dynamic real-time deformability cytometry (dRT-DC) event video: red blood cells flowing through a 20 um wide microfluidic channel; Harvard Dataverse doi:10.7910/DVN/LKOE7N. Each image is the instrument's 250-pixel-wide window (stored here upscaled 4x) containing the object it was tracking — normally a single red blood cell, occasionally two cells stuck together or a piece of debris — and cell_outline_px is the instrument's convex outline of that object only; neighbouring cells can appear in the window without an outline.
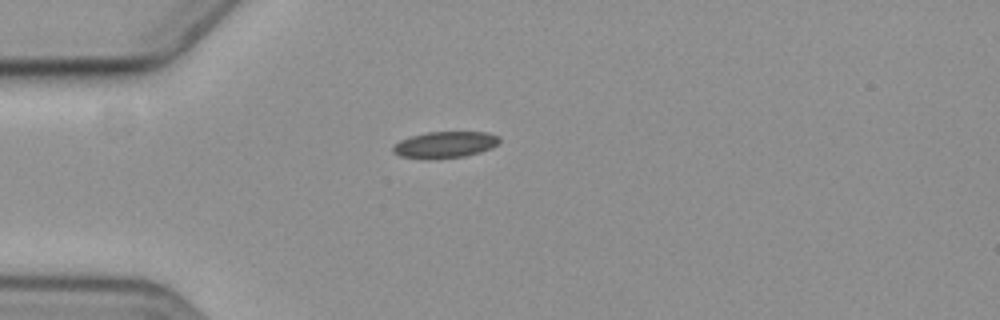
{"species": "common noctule bat (a hibernating species)", "species_latin": "Nyctalus noctula", "temperature_condition": "cold", "stored_images_in_passage": 11, "camera_frame_rate_fps": 3000, "um_per_image_px": 0.085, "animal": {"sex": "female", "body_mass_g": 19.3, "forearm_length_mm": 54.1}, "frame": {"image": 1, "passage_image": 1, "time_ms": 0.0, "image_size_px": [1000, 320], "cell_outline_px": [[500, 144], [492, 148], [480, 152], [464, 156], [428, 160], [424, 160], [400, 156], [392, 152], [392, 144], [400, 140], [412, 136], [428, 132], [488, 132], [500, 136]], "centroid_in_image_um": [37.82, 12.31], "position_along_channel_um": 47.2, "area_um2": 16.76}}
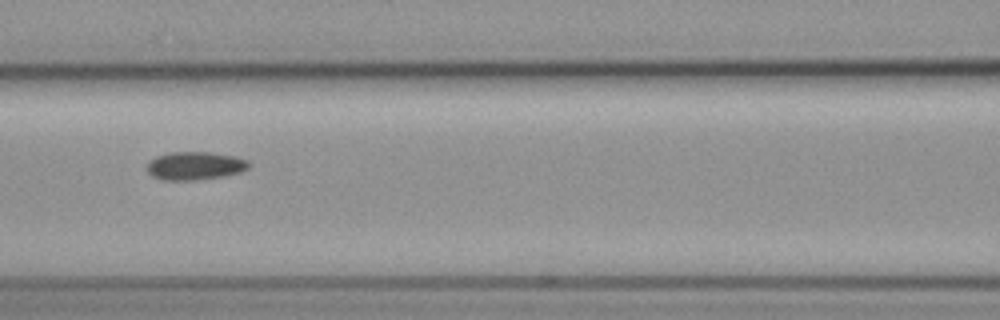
{"frame": {"image": 2, "passage_image": 4, "time_ms": 3.333, "image_size_px": [1000, 320], "cell_outline_px": [[248, 168], [240, 172], [224, 176], [192, 180], [160, 180], [152, 176], [148, 172], [148, 160], [156, 156], [168, 152], [208, 152], [236, 156], [248, 160]], "centroid_in_image_um": [16.54, 14.08], "position_along_channel_um": 150.1, "area_um2": 16.76}}
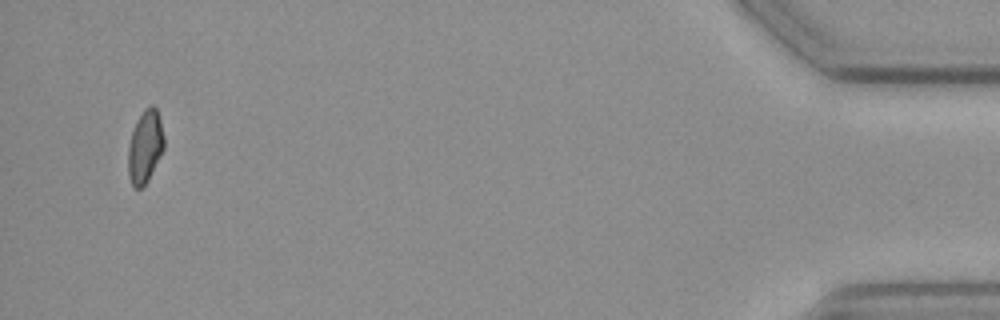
{"frame": {"image": 3, "passage_image": 11, "time_ms": 13.333, "image_size_px": [1000, 320], "cell_outline_px": [[164, 148], [148, 180], [140, 188], [136, 188], [132, 184], [128, 172], [128, 144], [136, 120], [144, 108], [148, 104], [152, 104], [156, 108], [160, 120], [164, 136]], "centroid_in_image_um": [12.33, 12.41], "position_along_channel_um": 422.9, "area_um2": 15.2}, "authors_computed_cell_mechanics": {"area_um2": 15.606, "velocity_mm_per_s": 3.5865, "shape_relaxation_time_tau1_ms": 0.6899, "shape_relaxation_time_tau2_ms": null, "deformation_change_tau1": 0.0501, "deformation_change_tau2": null}}